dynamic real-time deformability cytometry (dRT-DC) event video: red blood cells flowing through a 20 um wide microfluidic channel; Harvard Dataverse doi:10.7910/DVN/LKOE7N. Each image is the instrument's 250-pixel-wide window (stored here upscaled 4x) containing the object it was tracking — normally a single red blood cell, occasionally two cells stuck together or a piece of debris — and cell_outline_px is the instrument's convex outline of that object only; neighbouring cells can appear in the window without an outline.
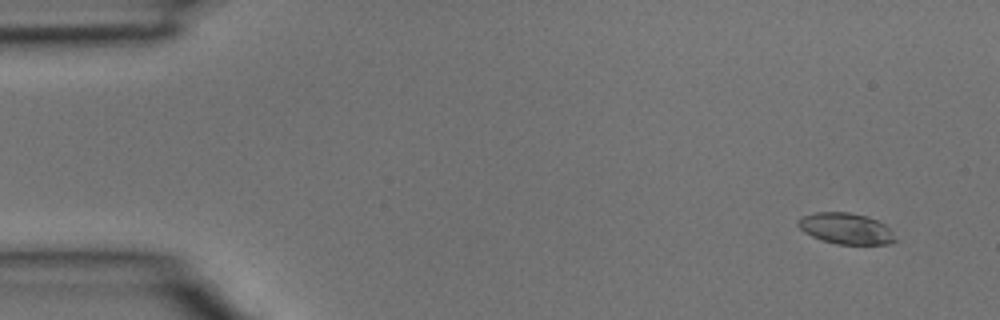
{"species": "common noctule bat (a hibernating species)", "species_latin": "Nyctalus noctula", "temperature_condition": "room temperature", "stored_images_in_passage": 5, "camera_frame_rate_fps": 3000, "um_per_image_px": 0.085, "animal": {"sex": "male", "body_mass_g": 15.6}, "frame": {"image": 1, "passage_image": 1, "time_ms": 0.0, "image_size_px": [1000, 320], "cell_outline_px": [[896, 240], [888, 244], [836, 244], [812, 236], [804, 232], [796, 224], [796, 220], [800, 216], [816, 212], [848, 212], [868, 216], [884, 224], [892, 232]], "centroid_in_image_um": [71.86, 19.41], "position_along_channel_um": 13.1, "area_um2": 17.57}}